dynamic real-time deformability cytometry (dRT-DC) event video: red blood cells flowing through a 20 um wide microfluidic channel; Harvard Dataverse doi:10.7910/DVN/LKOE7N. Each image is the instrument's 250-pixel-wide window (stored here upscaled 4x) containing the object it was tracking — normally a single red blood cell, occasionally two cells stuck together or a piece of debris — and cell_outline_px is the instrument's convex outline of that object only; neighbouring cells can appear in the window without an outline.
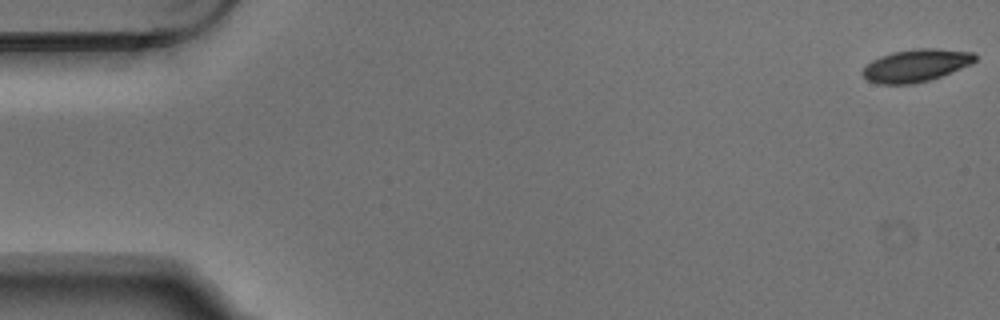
{"species": "Egyptian fruit bat (a non-hibernating species)", "species_latin": "Rousettus aegyptiacus", "temperature_condition": "warm", "stored_images_in_passage": 6, "camera_frame_rate_fps": 3000, "um_per_image_px": 0.085, "animal": {"sex": "male"}, "frame": {"image": 1, "passage_image": 1, "time_ms": 0.0, "image_size_px": [1000, 320], "cell_outline_px": [[976, 60], [972, 64], [940, 76], [928, 80], [912, 84], [880, 84], [868, 80], [860, 72], [872, 60], [880, 56], [892, 52], [916, 48], [936, 48], [972, 52], [976, 56]], "centroid_in_image_um": [77.85, 5.56], "position_along_channel_um": 7.1, "area_um2": 21.21}}
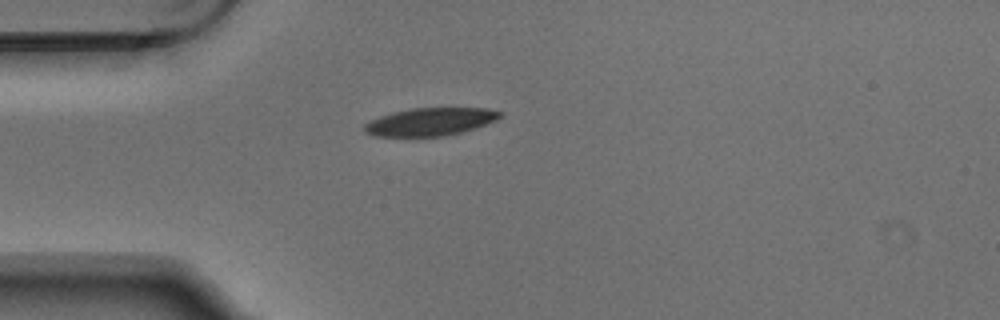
{"frame": {"image": 2, "passage_image": 5, "time_ms": 1.333, "image_size_px": [1000, 320], "cell_outline_px": [[504, 112], [496, 120], [460, 132], [444, 136], [376, 136], [364, 132], [364, 124], [380, 116], [392, 112], [412, 108], [488, 108]], "centroid_in_image_um": [36.55, 10.34], "position_along_channel_um": 48.4, "area_um2": 21.73}}